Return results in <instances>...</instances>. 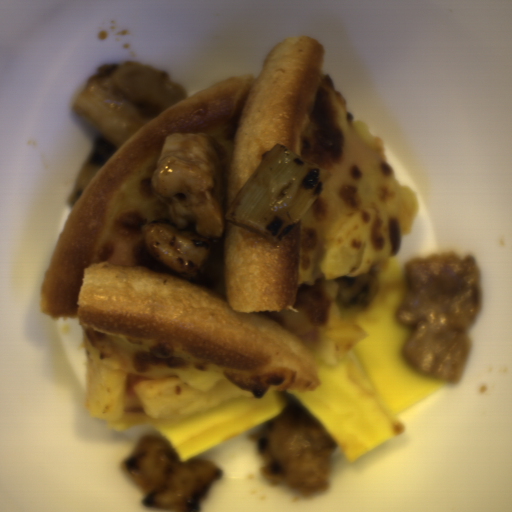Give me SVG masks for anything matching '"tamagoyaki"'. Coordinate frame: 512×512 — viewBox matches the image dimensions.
Returning <instances> with one entry per match:
<instances>
[{"instance_id":"tamagoyaki-2","label":"tamagoyaki","mask_w":512,"mask_h":512,"mask_svg":"<svg viewBox=\"0 0 512 512\" xmlns=\"http://www.w3.org/2000/svg\"><path fill=\"white\" fill-rule=\"evenodd\" d=\"M283 394L245 398L180 418L148 422L154 434L164 436L183 463L248 432L287 409Z\"/></svg>"},{"instance_id":"tamagoyaki-1","label":"tamagoyaki","mask_w":512,"mask_h":512,"mask_svg":"<svg viewBox=\"0 0 512 512\" xmlns=\"http://www.w3.org/2000/svg\"><path fill=\"white\" fill-rule=\"evenodd\" d=\"M370 269L378 292L368 307L340 311L342 325H357L366 339L317 370L310 390L286 391L318 419L335 449L351 462L401 433L405 410L448 382L420 372L401 349L415 328L400 324L396 315L408 289L399 255Z\"/></svg>"}]
</instances>
